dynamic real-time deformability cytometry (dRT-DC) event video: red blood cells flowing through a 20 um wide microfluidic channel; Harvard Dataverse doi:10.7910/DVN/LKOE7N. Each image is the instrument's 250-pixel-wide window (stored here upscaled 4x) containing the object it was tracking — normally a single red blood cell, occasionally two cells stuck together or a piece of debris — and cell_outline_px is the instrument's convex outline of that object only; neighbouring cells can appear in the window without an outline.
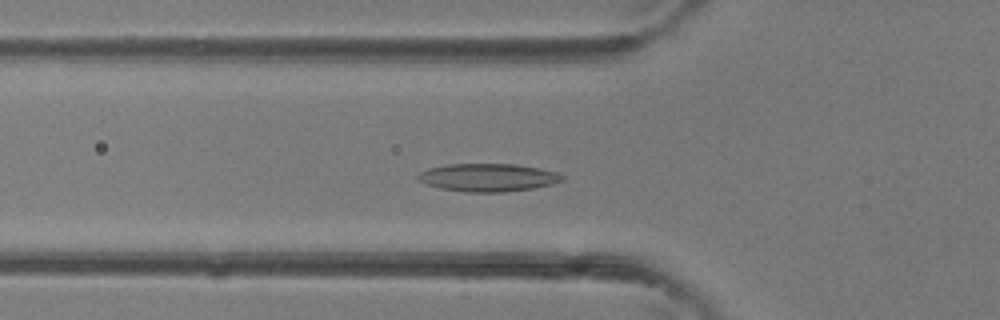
{"species": "common noctule bat (a hibernating species)", "species_latin": "Nyctalus noctula", "temperature_condition": "room temperature", "stored_images_in_passage": 39, "camera_frame_rate_fps": 3000, "um_per_image_px": 0.085, "animal": {"sex": "female"}, "frame": {"image": 1, "passage_image": 13, "time_ms": 4.0, "image_size_px": [1000, 320], "cell_outline_px": [[564, 180], [552, 184], [536, 188], [504, 192], [464, 192], [440, 188], [424, 184], [416, 180], [416, 176], [420, 172], [428, 168], [448, 164], [516, 164], [556, 172], [564, 176]], "centroid_in_image_um": [41.44, 15.09], "position_along_channel_um": 84.4, "area_um2": 23.64}}
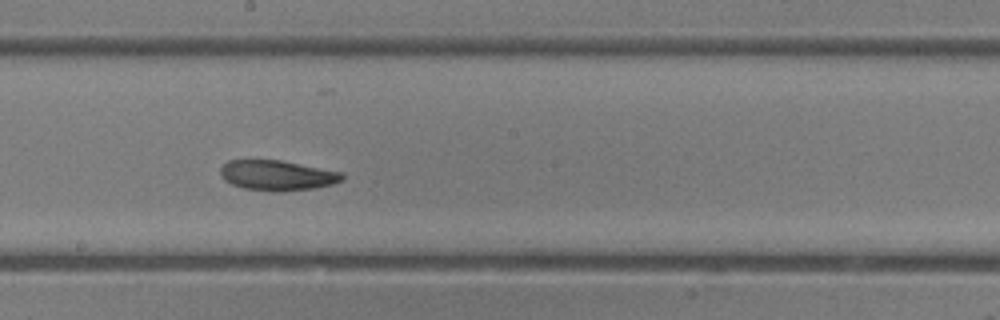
{"frame": {"image": 2, "passage_image": 21, "time_ms": 6.667, "image_size_px": [1000, 320], "cell_outline_px": [[344, 180], [332, 184], [316, 188], [280, 192], [272, 192], [244, 188], [232, 184], [224, 180], [220, 176], [220, 168], [228, 160], [280, 160], [344, 172]], "centroid_in_image_um": [23.58, 14.91], "position_along_channel_um": 224.6, "area_um2": 21.68}}
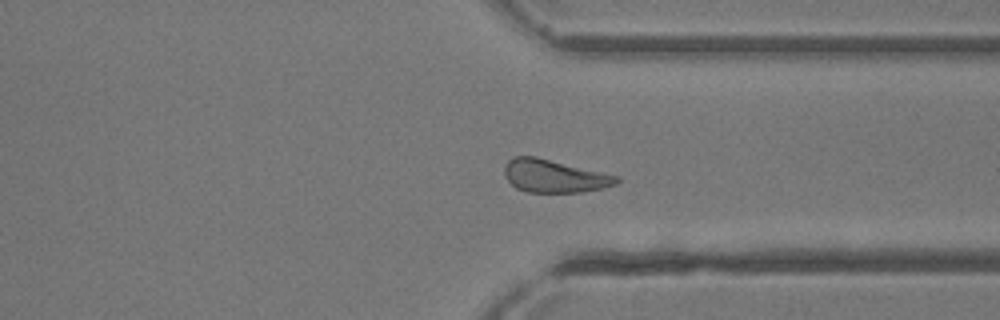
{"frame": {"image": 3, "passage_image": 29, "time_ms": 9.333, "image_size_px": [1000, 320], "cell_outline_px": [[620, 180], [616, 184], [604, 188], [580, 192], [528, 192], [516, 188], [504, 176], [504, 164], [512, 156], [536, 156], [620, 176]], "centroid_in_image_um": [47.11, 14.95], "position_along_channel_um": 364.3, "area_um2": 21.68}}